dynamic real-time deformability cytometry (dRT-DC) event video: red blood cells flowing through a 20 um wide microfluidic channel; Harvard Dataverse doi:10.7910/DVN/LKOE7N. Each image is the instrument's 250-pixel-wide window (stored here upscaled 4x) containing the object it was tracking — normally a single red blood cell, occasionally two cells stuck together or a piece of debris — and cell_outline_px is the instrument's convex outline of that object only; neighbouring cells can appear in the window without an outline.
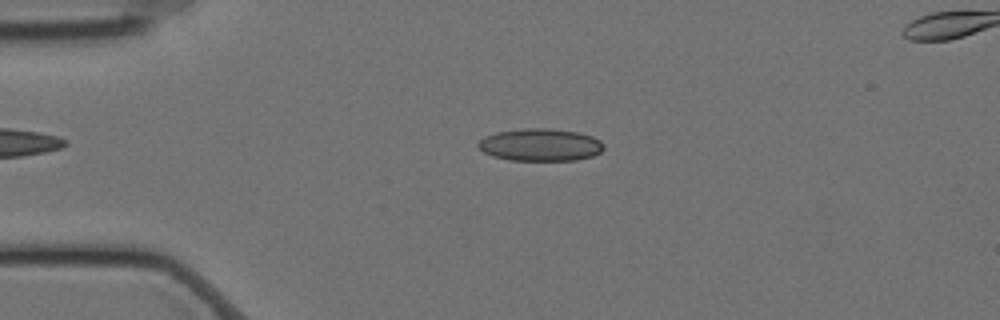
{"species": "Egyptian fruit bat (a non-hibernating species)", "species_latin": "Rousettus aegyptiacus", "temperature_condition": "cold", "stored_images_in_passage": 55, "camera_frame_rate_fps": 3000, "um_per_image_px": 0.085, "animal": {"sex": "female"}, "frame": {"image": 1, "passage_image": 12, "time_ms": 3.667, "image_size_px": [1000, 320], "cell_outline_px": [[604, 148], [600, 152], [592, 156], [576, 160], [508, 160], [492, 156], [484, 152], [476, 144], [484, 136], [496, 132], [524, 128], [548, 128], [576, 132], [592, 136], [600, 140], [604, 144]], "centroid_in_image_um": [45.92, 12.31], "position_along_channel_um": 39.1, "area_um2": 23.76}}
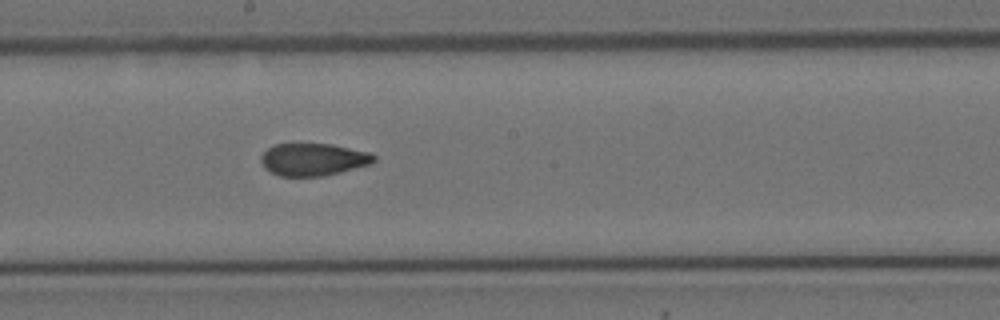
{"frame": {"image": 2, "passage_image": 30, "time_ms": 9.667, "image_size_px": [1000, 320], "cell_outline_px": [[376, 160], [372, 164], [324, 176], [280, 176], [264, 168], [260, 160], [260, 156], [268, 148], [276, 144], [332, 144], [372, 152], [376, 156]], "centroid_in_image_um": [26.67, 13.55], "position_along_channel_um": 221.5, "area_um2": 21.5}}
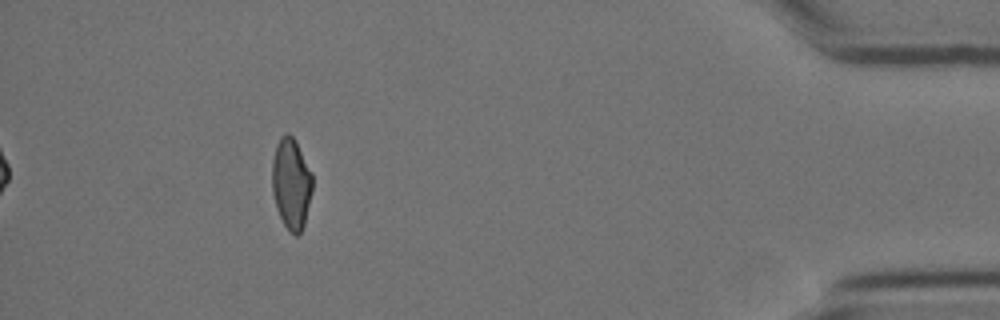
{"frame": {"image": 3, "passage_image": 51, "time_ms": 16.667, "image_size_px": [1000, 320], "cell_outline_px": [[312, 192], [304, 224], [300, 232], [296, 236], [288, 232], [276, 208], [272, 192], [272, 160], [276, 144], [280, 136], [284, 132], [288, 132], [296, 140], [312, 172]], "centroid_in_image_um": [24.75, 15.57], "position_along_channel_um": 410.5, "area_um2": 21.73}}